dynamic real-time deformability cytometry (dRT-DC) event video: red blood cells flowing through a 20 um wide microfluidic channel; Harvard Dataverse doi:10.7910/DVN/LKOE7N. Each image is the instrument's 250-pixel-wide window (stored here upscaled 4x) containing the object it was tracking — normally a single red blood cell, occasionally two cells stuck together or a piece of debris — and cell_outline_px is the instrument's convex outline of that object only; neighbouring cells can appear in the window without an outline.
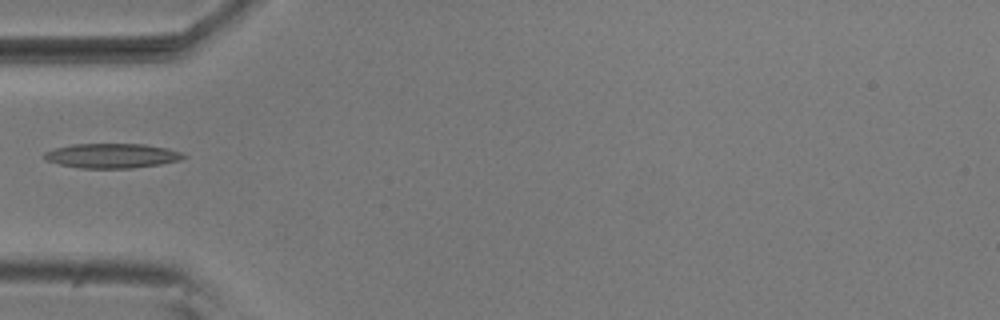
{"species": "common noctule bat (a hibernating species)", "species_latin": "Nyctalus noctula", "temperature_condition": "room temperature", "stored_images_in_passage": 2, "camera_frame_rate_fps": 3000, "um_per_image_px": 0.085, "animal": {"sex": "male", "body_mass_g": 20.5, "forearm_length_mm": 52.5}, "frame": {"image": 1, "passage_image": 1, "time_ms": 0.0, "image_size_px": [1000, 320], "cell_outline_px": [[188, 156], [180, 160], [160, 164], [132, 168], [80, 168], [60, 164], [44, 160], [44, 152], [56, 148], [72, 144], [144, 144], [168, 148], [180, 152]], "centroid_in_image_um": [9.52, 13.24], "position_along_channel_um": 75.5, "area_um2": 19.94}}